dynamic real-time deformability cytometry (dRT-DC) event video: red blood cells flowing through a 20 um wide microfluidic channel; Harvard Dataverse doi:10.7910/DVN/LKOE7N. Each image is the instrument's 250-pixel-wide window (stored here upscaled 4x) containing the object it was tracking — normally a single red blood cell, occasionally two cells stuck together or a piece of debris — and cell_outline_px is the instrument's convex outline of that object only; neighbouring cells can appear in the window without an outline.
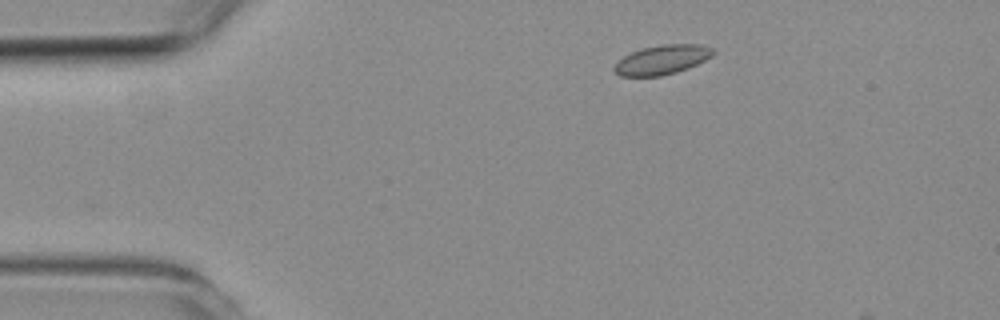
{"species": "common noctule bat (a hibernating species)", "species_latin": "Nyctalus noctula", "temperature_condition": "room temperature", "stored_images_in_passage": 2, "camera_frame_rate_fps": 3000, "um_per_image_px": 0.085, "animal": {"sex": "female", "body_mass_g": 19.3, "forearm_length_mm": 54.1}, "frame": {"image": 1, "passage_image": 1, "time_ms": 0.0, "image_size_px": [1000, 320], "cell_outline_px": [[716, 52], [712, 56], [688, 68], [676, 72], [660, 76], [620, 76], [612, 68], [624, 56], [632, 52], [644, 48], [664, 44], [700, 44], [712, 48]], "centroid_in_image_um": [56.3, 5.08], "position_along_channel_um": 28.7, "area_um2": 16.7}}